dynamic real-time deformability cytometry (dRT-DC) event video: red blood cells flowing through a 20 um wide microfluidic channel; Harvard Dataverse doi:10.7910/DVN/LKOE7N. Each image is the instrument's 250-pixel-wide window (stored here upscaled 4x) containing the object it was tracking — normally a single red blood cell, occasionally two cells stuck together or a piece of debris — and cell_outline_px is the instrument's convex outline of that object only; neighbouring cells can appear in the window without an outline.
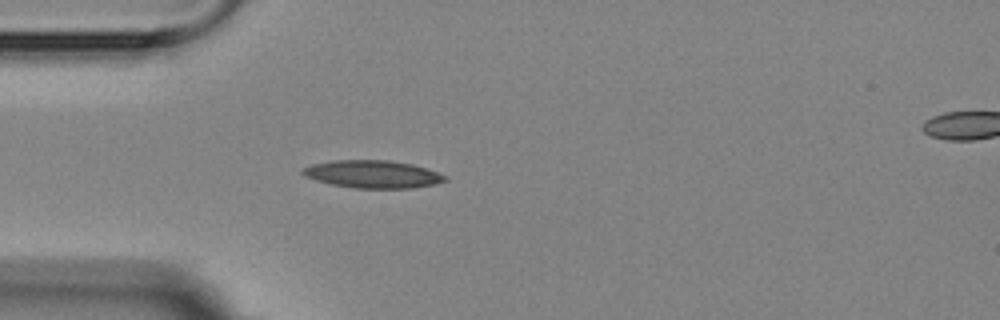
{"species": "Egyptian fruit bat (a non-hibernating species)", "species_latin": "Rousettus aegyptiacus", "temperature_condition": "room temperature", "stored_images_in_passage": 5, "segment_of_instrument_passage": [1, 2], "camera_frame_rate_fps": 3000, "um_per_image_px": 0.085, "animal": {"sex": "female"}, "frame": {"image": 1, "passage_image": 4, "time_ms": 3.333, "image_size_px": [1000, 320], "cell_outline_px": [[448, 180], [436, 184], [412, 188], [356, 188], [332, 184], [316, 180], [304, 176], [300, 172], [304, 168], [312, 164], [332, 160], [388, 160], [412, 164], [448, 176]], "centroid_in_image_um": [31.69, 14.8], "position_along_channel_um": 53.3, "area_um2": 22.89}}